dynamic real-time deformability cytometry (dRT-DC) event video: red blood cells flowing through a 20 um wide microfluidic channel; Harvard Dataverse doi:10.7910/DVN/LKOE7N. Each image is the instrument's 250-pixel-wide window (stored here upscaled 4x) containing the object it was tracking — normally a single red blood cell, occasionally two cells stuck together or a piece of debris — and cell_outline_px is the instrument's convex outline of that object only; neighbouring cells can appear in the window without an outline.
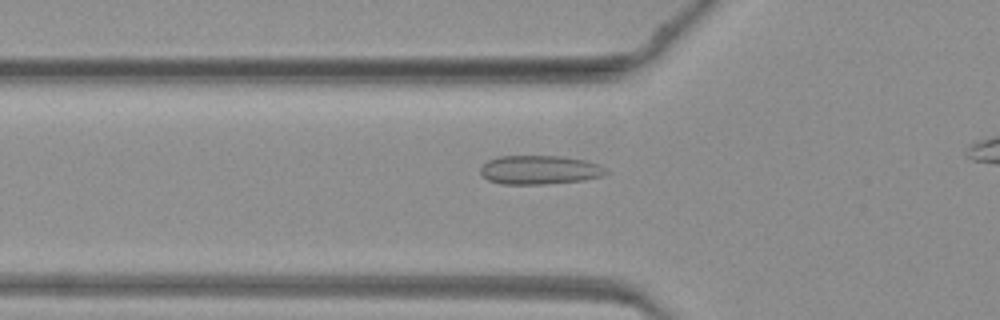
{"species": "common noctule bat (a hibernating species)", "species_latin": "Nyctalus noctula", "temperature_condition": "warm", "stored_images_in_passage": 36, "camera_frame_rate_fps": 3000, "um_per_image_px": 0.085, "animal": {"sex": "female", "body_mass_g": 19.3, "forearm_length_mm": 54.1}, "frame": {"image": 1, "passage_image": 12, "time_ms": 3.667, "image_size_px": [1000, 320], "cell_outline_px": [[612, 172], [604, 176], [584, 180], [544, 184], [500, 184], [488, 180], [480, 176], [480, 168], [488, 160], [500, 156], [564, 156], [588, 160], [600, 164], [608, 168]], "centroid_in_image_um": [45.94, 14.44], "position_along_channel_um": 79.9, "area_um2": 21.68}}
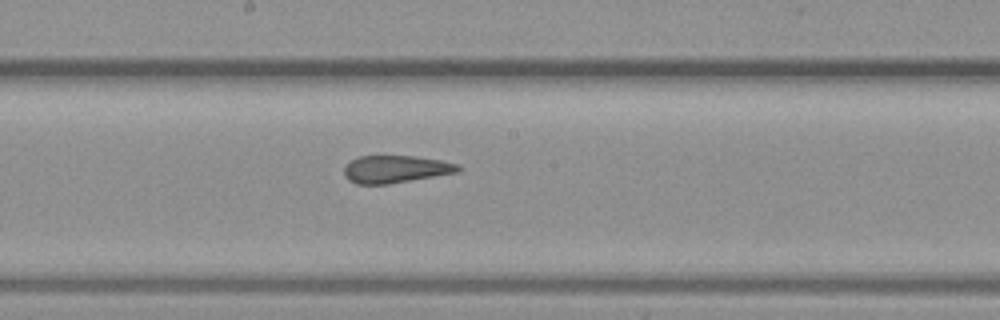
{"frame": {"image": 2, "passage_image": 21, "time_ms": 6.667, "image_size_px": [1000, 320], "cell_outline_px": [[464, 168], [460, 172], [388, 184], [356, 184], [348, 180], [344, 176], [344, 168], [352, 160], [360, 156], [416, 156], [440, 160], [460, 164]], "centroid_in_image_um": [33.68, 14.38], "position_along_channel_um": 214.5, "area_um2": 18.38}}
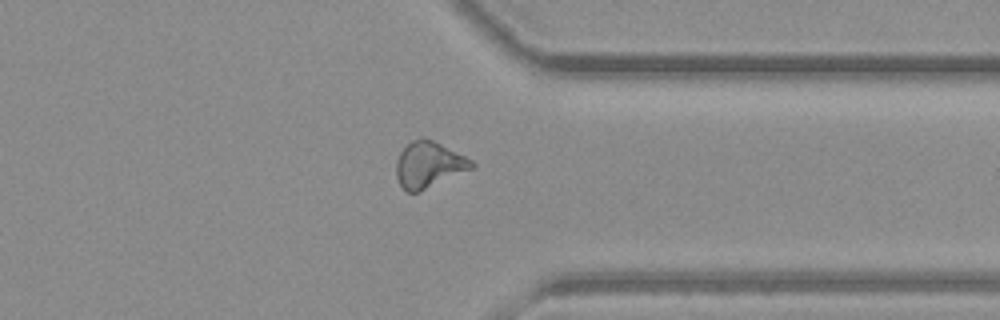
{"frame": {"image": 3, "passage_image": 32, "time_ms": 10.333, "image_size_px": [1000, 320], "cell_outline_px": [[476, 168], [420, 192], [408, 192], [400, 184], [396, 176], [396, 160], [400, 152], [412, 140], [424, 136], [472, 160], [476, 164]], "centroid_in_image_um": [36.47, 14.02], "position_along_channel_um": 374.9, "area_um2": 20.4}}